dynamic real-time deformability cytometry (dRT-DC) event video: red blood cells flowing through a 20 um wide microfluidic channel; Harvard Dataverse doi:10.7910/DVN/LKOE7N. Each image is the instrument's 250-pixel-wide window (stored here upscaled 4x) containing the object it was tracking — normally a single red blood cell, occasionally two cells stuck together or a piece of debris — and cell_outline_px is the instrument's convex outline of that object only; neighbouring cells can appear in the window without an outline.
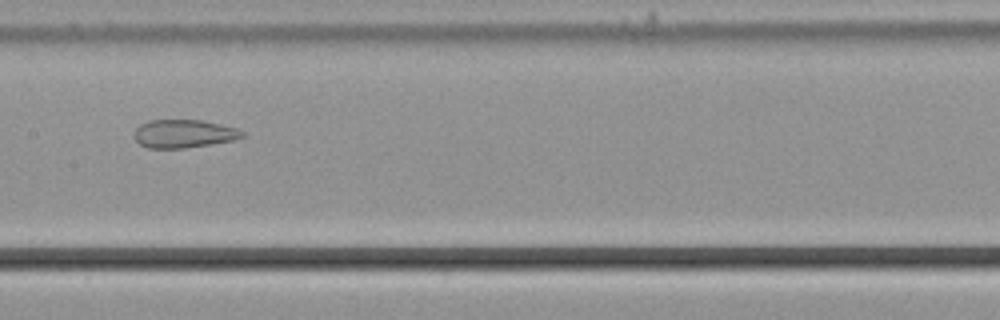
{"species": "common noctule bat (a hibernating species)", "species_latin": "Nyctalus noctula", "temperature_condition": "cold", "stored_images_in_passage": 54, "camera_frame_rate_fps": 3000, "um_per_image_px": 0.085, "animal": {"sex": "male", "body_mass_g": 21.5, "forearm_length_mm": 52.0}, "frame": {"image": 1, "passage_image": 27, "time_ms": 8.667, "image_size_px": [1000, 320], "cell_outline_px": [[244, 136], [236, 140], [184, 148], [148, 148], [140, 144], [132, 136], [136, 128], [140, 124], [148, 120], [204, 120], [236, 128], [244, 132]], "centroid_in_image_um": [15.61, 11.36], "position_along_channel_um": 191.8, "area_um2": 17.86}}
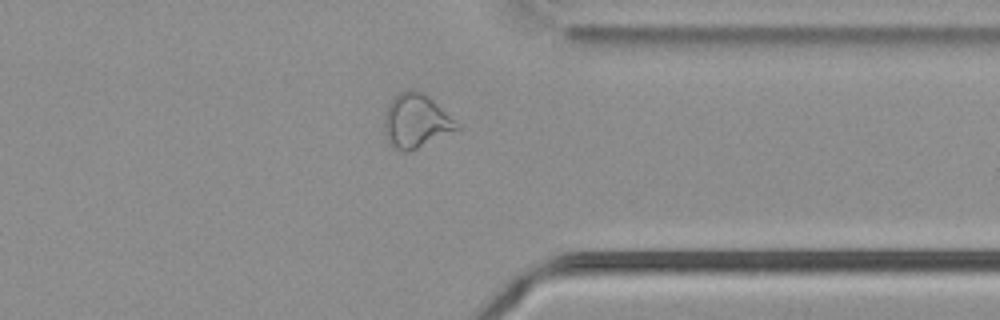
{"frame": {"image": 2, "passage_image": 42, "time_ms": 13.667, "image_size_px": [1000, 320], "cell_outline_px": [[460, 128], [408, 152], [404, 152], [388, 144], [384, 132], [384, 116], [388, 104], [400, 92], [408, 88], [412, 88], [424, 92], [456, 120], [460, 124]], "centroid_in_image_um": [35.34, 10.26], "position_along_channel_um": 376.1, "area_um2": 22.83}}
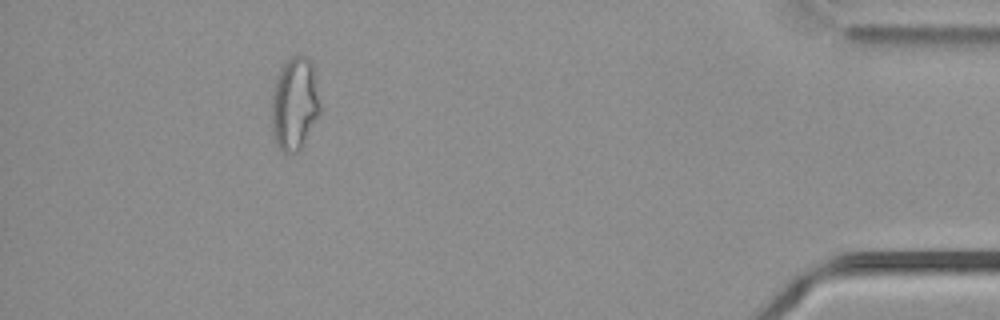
{"frame": {"image": 3, "passage_image": 49, "time_ms": 16.0, "image_size_px": [1000, 320], "cell_outline_px": [[320, 112], [300, 152], [284, 152], [276, 144], [272, 128], [272, 96], [280, 68], [292, 56], [304, 56], [312, 60], [316, 76], [320, 104]], "centroid_in_image_um": [25.07, 8.82], "position_along_channel_um": 410.1, "area_um2": 26.24}, "authors_computed_cell_mechanics": {"area_um2": 24.6806, "velocity_mm_per_s": 3.7647, "shape_relaxation_time_tau1_ms": null, "shape_relaxation_time_tau2_ms": 1.7992, "deformation_change_tau1": null, "deformation_change_tau2": 0.0897}}